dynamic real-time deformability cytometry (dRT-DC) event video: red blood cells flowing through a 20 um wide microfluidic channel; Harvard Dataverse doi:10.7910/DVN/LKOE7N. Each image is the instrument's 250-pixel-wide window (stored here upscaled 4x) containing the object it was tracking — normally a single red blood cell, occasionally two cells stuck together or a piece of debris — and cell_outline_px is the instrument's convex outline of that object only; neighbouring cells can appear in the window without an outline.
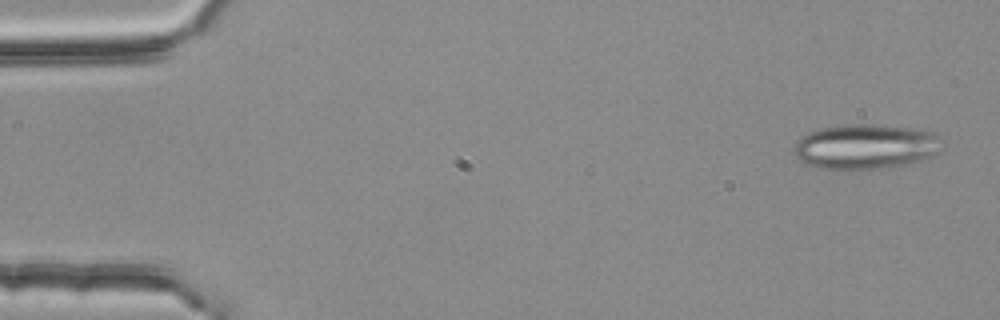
{"species": "common noctule bat (a hibernating species)", "species_latin": "Nyctalus noctula", "temperature_condition": "room temperature", "stored_images_in_passage": 4, "camera_frame_rate_fps": 3000, "um_per_image_px": 0.085, "animal": {"sex": "female", "body_mass_g": 25.1}, "frame": {"image": 1, "passage_image": 1, "time_ms": 0.0, "image_size_px": [1000, 320], "cell_outline_px": [[940, 136], [936, 152], [920, 160], [872, 168], [820, 168], [808, 164], [800, 160], [792, 152], [796, 140], [800, 136], [808, 132], [824, 128], [856, 124], [868, 124], [912, 128], [932, 132]], "centroid_in_image_um": [73.47, 12.43], "position_along_channel_um": 11.5, "area_um2": 37.51}}
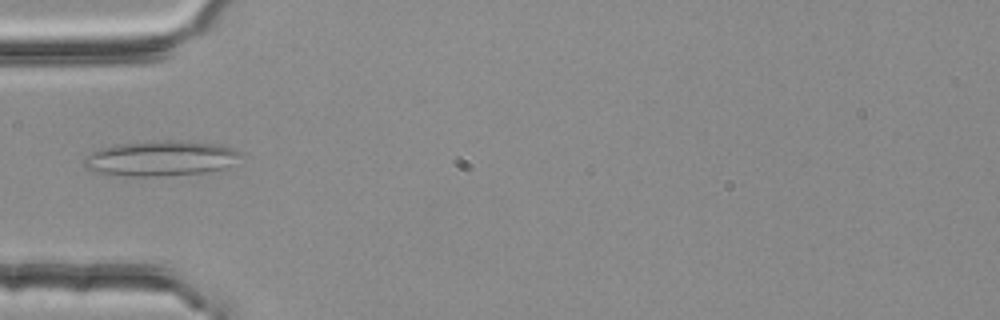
{"frame": {"image": 2, "passage_image": 4, "time_ms": 1.0, "image_size_px": [1000, 320], "cell_outline_px": [[248, 156], [224, 168], [204, 172], [156, 176], [128, 176], [96, 172], [84, 168], [84, 156], [100, 148], [116, 144], [180, 140], [216, 144], [236, 148], [244, 152]], "centroid_in_image_um": [13.74, 13.46], "position_along_channel_um": 71.3, "area_um2": 32.31}}